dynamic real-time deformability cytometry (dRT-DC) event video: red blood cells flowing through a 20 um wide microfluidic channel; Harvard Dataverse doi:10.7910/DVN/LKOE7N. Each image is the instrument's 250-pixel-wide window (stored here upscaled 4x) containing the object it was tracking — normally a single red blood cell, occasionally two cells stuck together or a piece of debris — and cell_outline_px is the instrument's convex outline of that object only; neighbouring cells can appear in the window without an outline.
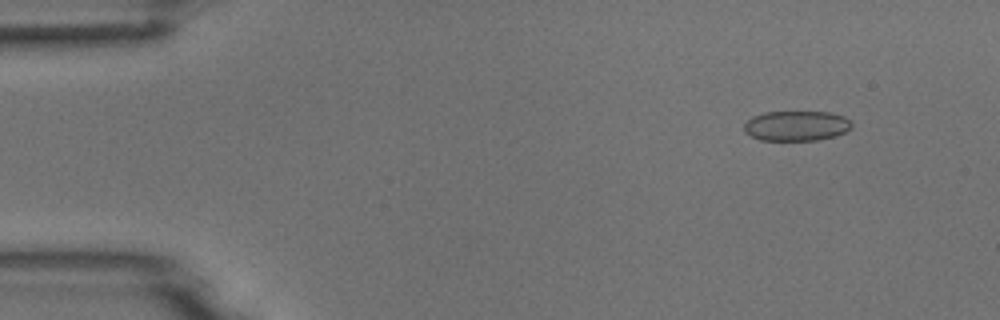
{"species": "common noctule bat (a hibernating species)", "species_latin": "Nyctalus noctula", "temperature_condition": "room temperature", "stored_images_in_passage": 54, "camera_frame_rate_fps": 3000, "um_per_image_px": 0.085, "animal": {"sex": "male", "body_mass_g": 18.8}, "frame": {"image": 1, "passage_image": 6, "time_ms": 1.667, "image_size_px": [1000, 320], "cell_outline_px": [[852, 124], [844, 132], [836, 136], [816, 140], [760, 140], [744, 132], [744, 124], [752, 116], [764, 112], [828, 112], [844, 116], [852, 120]], "centroid_in_image_um": [67.68, 10.69], "position_along_channel_um": 17.3, "area_um2": 18.84}}
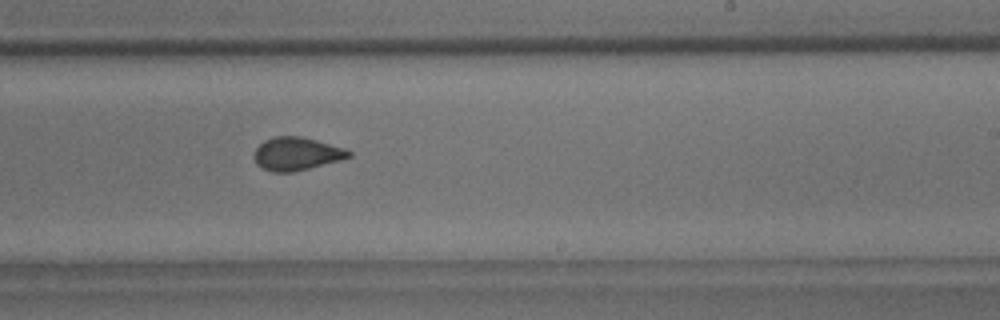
{"frame": {"image": 2, "passage_image": 33, "time_ms": 10.667, "image_size_px": [1000, 320], "cell_outline_px": [[352, 156], [340, 160], [292, 172], [272, 172], [260, 168], [256, 164], [252, 156], [256, 148], [264, 140], [276, 136], [300, 136], [316, 140], [344, 148], [352, 152]], "centroid_in_image_um": [25.16, 13.07], "position_along_channel_um": 263.8, "area_um2": 18.26}}
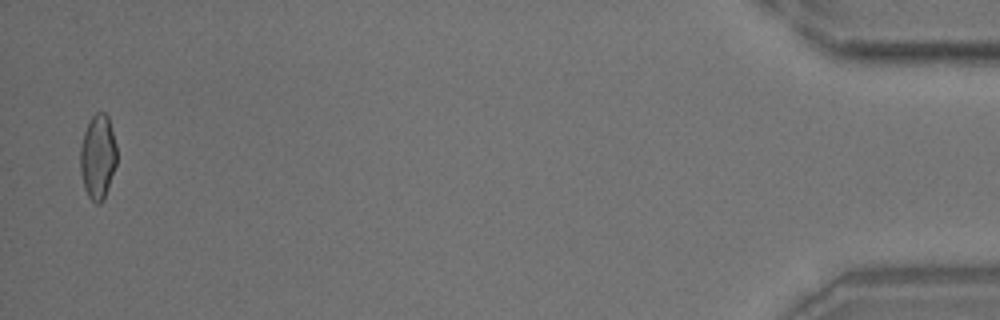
{"frame": {"image": 3, "passage_image": 53, "time_ms": 17.333, "image_size_px": [1000, 320], "cell_outline_px": [[116, 164], [104, 200], [100, 204], [96, 204], [88, 196], [84, 188], [80, 172], [80, 148], [84, 132], [92, 116], [96, 112], [104, 112], [108, 116], [116, 144]], "centroid_in_image_um": [8.31, 13.35], "position_along_channel_um": 426.9, "area_um2": 18.03}}